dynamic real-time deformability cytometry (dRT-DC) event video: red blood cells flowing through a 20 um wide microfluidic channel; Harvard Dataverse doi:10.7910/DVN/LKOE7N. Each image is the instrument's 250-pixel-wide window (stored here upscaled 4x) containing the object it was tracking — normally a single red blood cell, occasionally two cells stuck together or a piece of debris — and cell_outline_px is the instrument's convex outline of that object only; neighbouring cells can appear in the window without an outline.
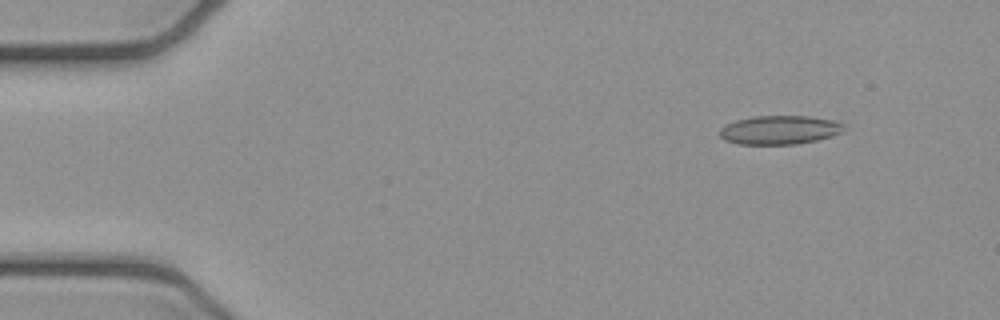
{"species": "common noctule bat (a hibernating species)", "species_latin": "Nyctalus noctula", "temperature_condition": "cold", "stored_images_in_passage": 5, "camera_frame_rate_fps": 3000, "um_per_image_px": 0.085, "animal": {"sex": "female", "body_mass_g": 21.9}, "frame": {"image": 1, "passage_image": 2, "time_ms": 0.333, "image_size_px": [1000, 320], "cell_outline_px": [[844, 132], [816, 140], [796, 144], [740, 144], [724, 140], [720, 136], [720, 128], [736, 120], [752, 116], [808, 116], [832, 120], [844, 124]], "centroid_in_image_um": [66.26, 11.04], "position_along_channel_um": 18.7, "area_um2": 20.75}}
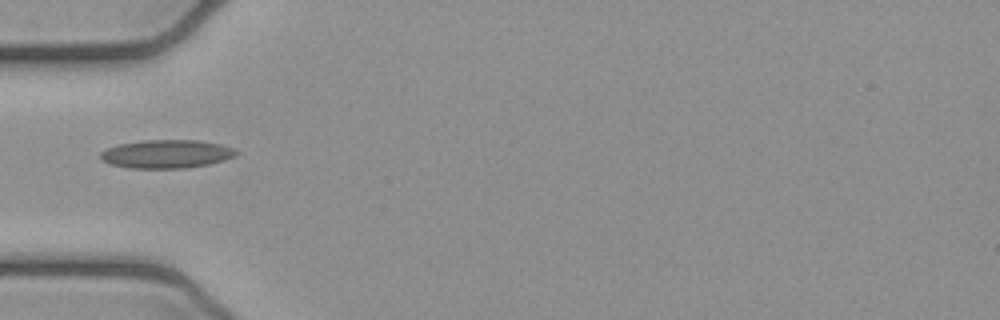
{"frame": {"image": 2, "passage_image": 5, "time_ms": 1.333, "image_size_px": [1000, 320], "cell_outline_px": [[240, 152], [236, 156], [224, 160], [208, 164], [184, 168], [128, 168], [108, 164], [100, 160], [100, 152], [104, 148], [116, 144], [140, 140], [200, 140], [220, 144], [232, 148]], "centroid_in_image_um": [14.09, 13.08], "position_along_channel_um": 70.9, "area_um2": 22.83}}